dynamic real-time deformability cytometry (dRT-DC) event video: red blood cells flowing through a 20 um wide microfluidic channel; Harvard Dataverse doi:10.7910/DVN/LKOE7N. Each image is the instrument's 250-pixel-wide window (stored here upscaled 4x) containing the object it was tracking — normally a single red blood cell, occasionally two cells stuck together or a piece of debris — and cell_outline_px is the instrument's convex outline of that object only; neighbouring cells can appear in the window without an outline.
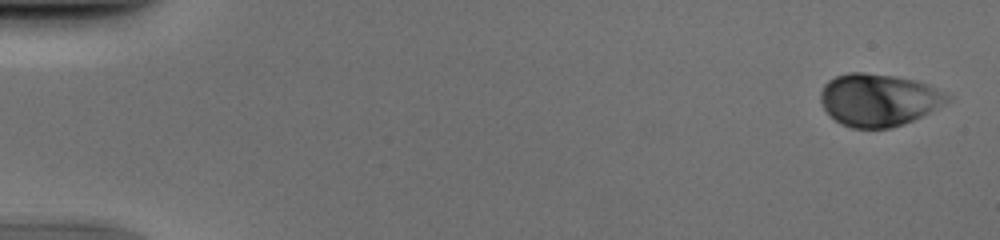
{"species": "human", "species_latin": "Homo sapiens", "temperature_condition": "cold", "stored_images_in_passage": 52, "camera_frame_rate_fps": 3000, "um_per_image_px": 0.085, "donor": {"sex": "male"}, "frame": {"image": 1, "passage_image": 2, "time_ms": 0.333, "image_size_px": [1000, 240], "cell_outline_px": [[952, 96], [948, 100], [928, 112], [904, 124], [888, 128], [852, 128], [840, 124], [824, 108], [820, 100], [820, 92], [824, 84], [828, 80], [836, 76], [848, 72], [864, 72], [892, 76], [916, 80], [928, 84]], "centroid_in_image_um": [74.64, 8.48], "position_along_channel_um": 10.4, "area_um2": 38.44}}
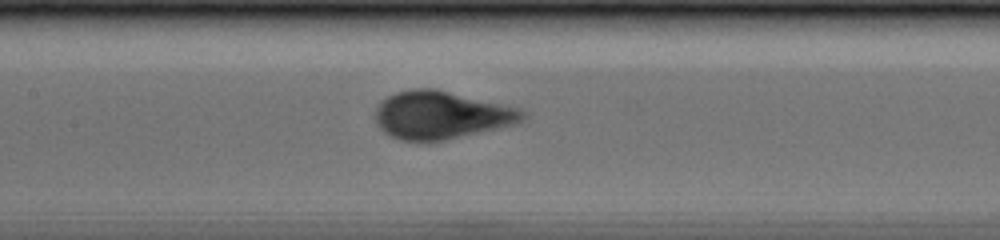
{"frame": {"image": 2, "passage_image": 26, "time_ms": 8.333, "image_size_px": [1000, 240], "cell_outline_px": [[528, 116], [524, 120], [512, 124], [496, 128], [444, 140], [400, 140], [388, 136], [376, 124], [376, 104], [380, 100], [396, 92], [416, 88], [436, 88], [520, 108]], "centroid_in_image_um": [37.46, 9.76], "position_along_channel_um": 169.9, "area_um2": 40.92}}
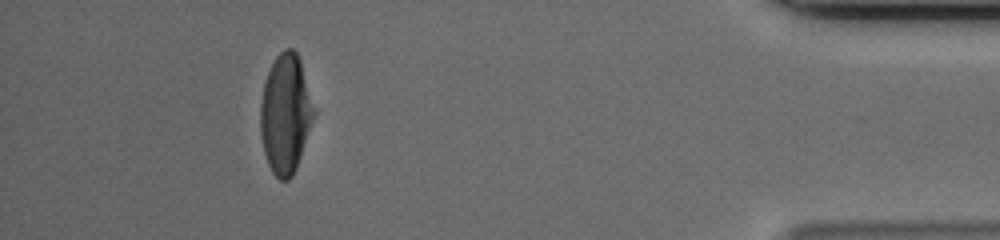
{"frame": {"image": 3, "passage_image": 48, "time_ms": 15.667, "image_size_px": [1000, 240], "cell_outline_px": [[316, 112], [296, 168], [292, 176], [288, 180], [280, 180], [272, 172], [268, 164], [264, 152], [260, 132], [260, 104], [264, 84], [268, 72], [276, 56], [284, 48], [292, 48], [296, 52], [300, 60], [316, 108]], "centroid_in_image_um": [24.28, 9.66], "position_along_channel_um": 410.9, "area_um2": 37.22}}